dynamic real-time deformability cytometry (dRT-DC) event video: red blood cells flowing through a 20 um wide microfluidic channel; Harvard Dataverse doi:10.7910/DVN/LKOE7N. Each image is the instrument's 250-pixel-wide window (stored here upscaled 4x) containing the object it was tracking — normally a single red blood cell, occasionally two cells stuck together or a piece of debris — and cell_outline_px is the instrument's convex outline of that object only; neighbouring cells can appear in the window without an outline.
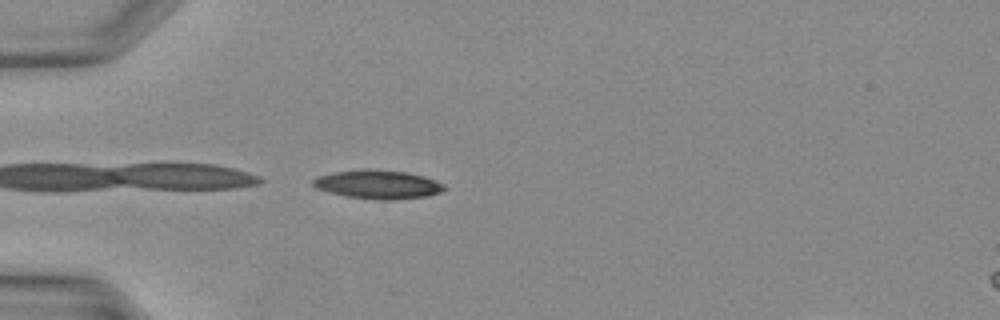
{"species": "Egyptian fruit bat (a non-hibernating species)", "species_latin": "Rousettus aegyptiacus", "temperature_condition": "warm", "stored_images_in_passage": 16, "camera_frame_rate_fps": 3000, "um_per_image_px": 0.085, "animal": {"sex": "female"}, "frame": {"image": 1, "passage_image": 1, "time_ms": 0.0, "image_size_px": [1000, 320], "cell_outline_px": [[444, 188], [440, 192], [424, 196], [388, 200], [380, 200], [344, 196], [316, 188], [312, 184], [312, 180], [320, 176], [332, 172], [364, 168], [368, 168], [408, 172], [444, 184]], "centroid_in_image_um": [32.05, 15.66], "position_along_channel_um": 52.9, "area_um2": 21.73}}
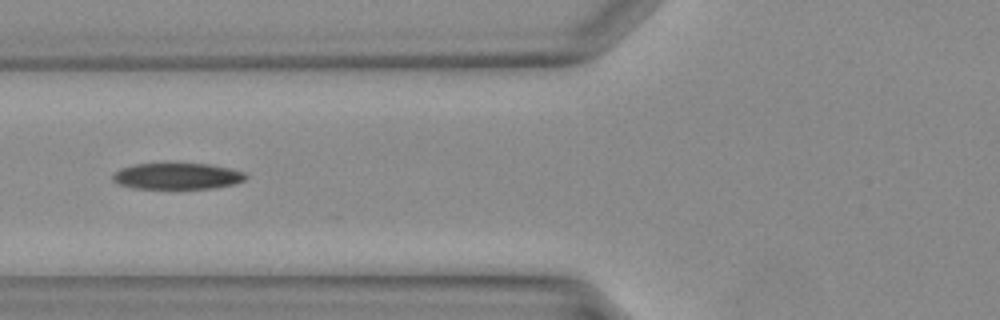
{"frame": {"image": 2, "passage_image": 5, "time_ms": 1.333, "image_size_px": [1000, 320], "cell_outline_px": [[248, 176], [244, 180], [232, 184], [212, 188], [136, 188], [120, 184], [112, 180], [112, 176], [120, 168], [132, 164], [164, 160], [172, 160], [208, 164], [228, 168], [244, 172]], "centroid_in_image_um": [15.01, 14.9], "position_along_channel_um": 110.8, "area_um2": 21.21}}